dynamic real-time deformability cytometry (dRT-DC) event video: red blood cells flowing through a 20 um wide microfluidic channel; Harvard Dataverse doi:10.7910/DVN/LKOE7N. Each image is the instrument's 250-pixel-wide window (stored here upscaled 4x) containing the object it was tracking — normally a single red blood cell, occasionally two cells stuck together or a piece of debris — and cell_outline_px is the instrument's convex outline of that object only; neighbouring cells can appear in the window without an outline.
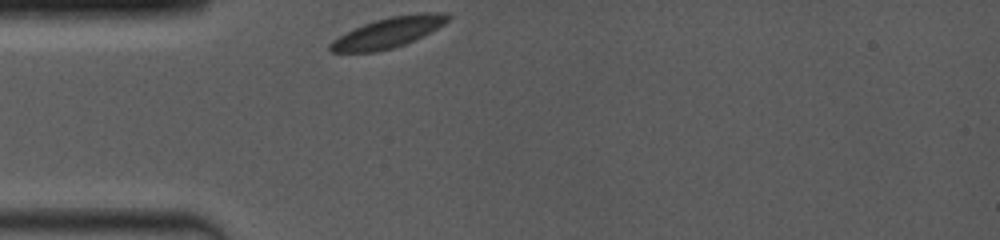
{"species": "common noctule bat (a hibernating species)", "species_latin": "Nyctalus noctula", "temperature_condition": "room temperature", "stored_images_in_passage": 40, "camera_frame_rate_fps": 4000, "um_per_image_px": 0.085, "animal": {"sex": "female", "body_mass_g": 19.0, "forearm_length_mm": 53.3}, "frame": {"image": 1, "passage_image": 1, "time_ms": 0.0, "image_size_px": [1000, 240], "cell_outline_px": [[452, 16], [444, 24], [404, 44], [392, 48], [376, 52], [328, 52], [328, 44], [332, 40], [364, 24], [376, 20], [392, 16], [420, 12], [448, 12]], "centroid_in_image_um": [33.0, 2.76], "position_along_channel_um": 52.0, "area_um2": 20.52}}
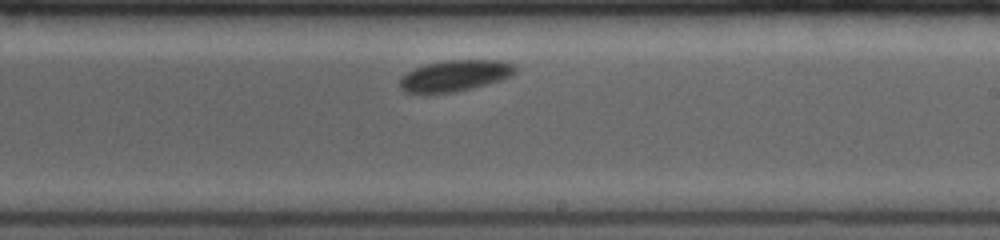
{"frame": {"image": 2, "passage_image": 23, "time_ms": 5.5, "image_size_px": [1000, 240], "cell_outline_px": [[516, 72], [512, 76], [504, 80], [456, 92], [404, 92], [400, 88], [400, 76], [416, 68], [428, 64], [448, 60], [504, 60], [512, 64], [516, 68]], "centroid_in_image_um": [38.73, 6.43], "position_along_channel_um": 250.3, "area_um2": 20.87}}
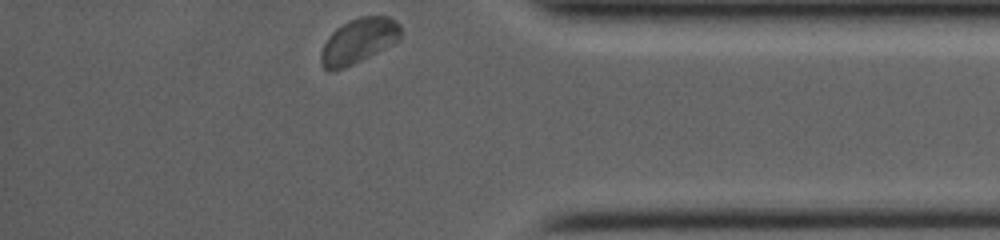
{"frame": {"image": 3, "passage_image": 40, "time_ms": 9.75, "image_size_px": [1000, 240], "cell_outline_px": [[400, 40], [344, 68], [328, 72], [320, 64], [320, 52], [328, 36], [336, 28], [348, 20], [360, 16], [388, 16], [396, 20], [400, 24]], "centroid_in_image_um": [30.45, 3.46], "position_along_channel_um": 404.8, "area_um2": 20.92}}